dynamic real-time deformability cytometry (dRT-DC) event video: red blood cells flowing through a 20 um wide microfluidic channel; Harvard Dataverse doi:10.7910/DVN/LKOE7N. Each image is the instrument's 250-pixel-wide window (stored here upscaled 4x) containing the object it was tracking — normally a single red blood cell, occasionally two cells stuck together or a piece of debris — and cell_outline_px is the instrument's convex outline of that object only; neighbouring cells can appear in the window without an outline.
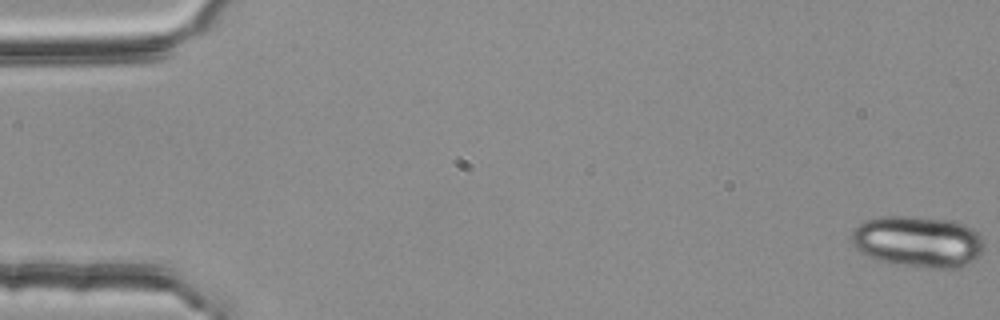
{"species": "common noctule bat (a hibernating species)", "species_latin": "Nyctalus noctula", "temperature_condition": "room temperature", "stored_images_in_passage": 54, "camera_frame_rate_fps": 3000, "um_per_image_px": 0.085, "animal": {"sex": "female", "body_mass_g": 25.1}, "frame": {"image": 1, "passage_image": 1, "time_ms": 0.0, "image_size_px": [1000, 320], "cell_outline_px": [[984, 248], [980, 256], [976, 260], [952, 268], [932, 268], [892, 264], [876, 260], [860, 252], [852, 244], [852, 232], [864, 220], [880, 216], [912, 216], [952, 220], [964, 224], [972, 228], [980, 236]], "centroid_in_image_um": [78.01, 20.53], "position_along_channel_um": 7.0, "area_um2": 39.88}}
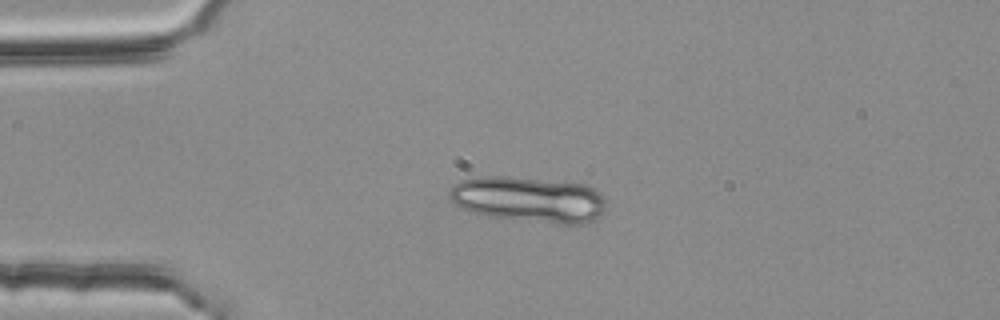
{"frame": {"image": 2, "passage_image": 14, "time_ms": 4.333, "image_size_px": [1000, 320], "cell_outline_px": [[604, 212], [596, 220], [584, 224], [560, 224], [492, 216], [460, 208], [448, 196], [452, 184], [460, 180], [484, 176], [504, 176], [588, 184], [596, 188], [604, 196]], "centroid_in_image_um": [45.0, 16.94], "position_along_channel_um": 40.0, "area_um2": 41.79}}
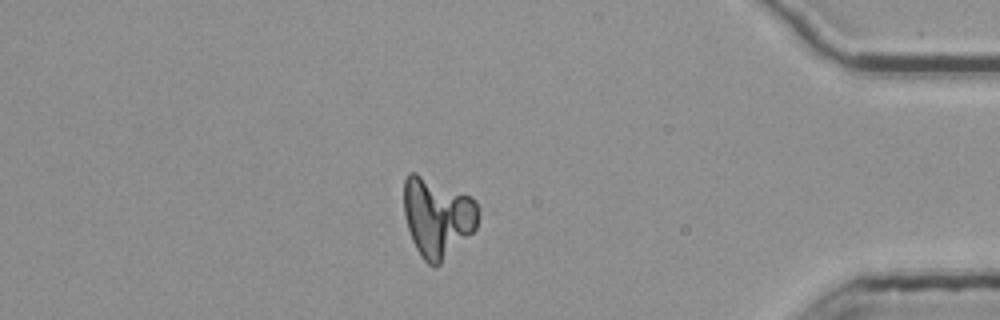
{"frame": {"image": 3, "passage_image": 48, "time_ms": 15.667, "image_size_px": [1000, 320], "cell_outline_px": [[476, 228], [436, 268], [428, 264], [420, 256], [412, 240], [404, 216], [404, 180], [408, 172], [416, 172], [468, 196], [476, 200]], "centroid_in_image_um": [37.12, 18.46], "position_along_channel_um": 398.1, "area_um2": 33.99}}